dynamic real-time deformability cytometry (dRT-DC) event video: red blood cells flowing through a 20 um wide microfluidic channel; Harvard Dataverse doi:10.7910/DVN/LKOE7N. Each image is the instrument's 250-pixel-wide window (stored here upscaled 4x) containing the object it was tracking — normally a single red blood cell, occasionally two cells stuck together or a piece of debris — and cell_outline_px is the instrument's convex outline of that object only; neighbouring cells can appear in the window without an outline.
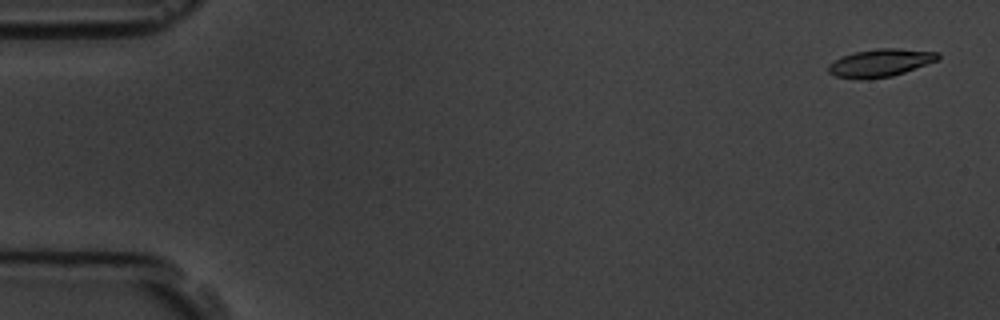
{"species": "common noctule bat (a hibernating species)", "species_latin": "Nyctalus noctula", "temperature_condition": "room temperature", "stored_images_in_passage": 4, "camera_frame_rate_fps": 3000, "um_per_image_px": 0.085, "animal": {"sex": "male", "body_mass_g": 19.5, "forearm_length_mm": 54.6}, "frame": {"image": 1, "passage_image": 1, "time_ms": 0.0, "image_size_px": [1000, 320], "cell_outline_px": [[940, 56], [936, 60], [904, 72], [892, 76], [836, 76], [828, 72], [828, 64], [840, 56], [856, 52], [880, 48], [896, 48], [940, 52]], "centroid_in_image_um": [74.85, 5.28], "position_along_channel_um": 10.1, "area_um2": 16.82}}